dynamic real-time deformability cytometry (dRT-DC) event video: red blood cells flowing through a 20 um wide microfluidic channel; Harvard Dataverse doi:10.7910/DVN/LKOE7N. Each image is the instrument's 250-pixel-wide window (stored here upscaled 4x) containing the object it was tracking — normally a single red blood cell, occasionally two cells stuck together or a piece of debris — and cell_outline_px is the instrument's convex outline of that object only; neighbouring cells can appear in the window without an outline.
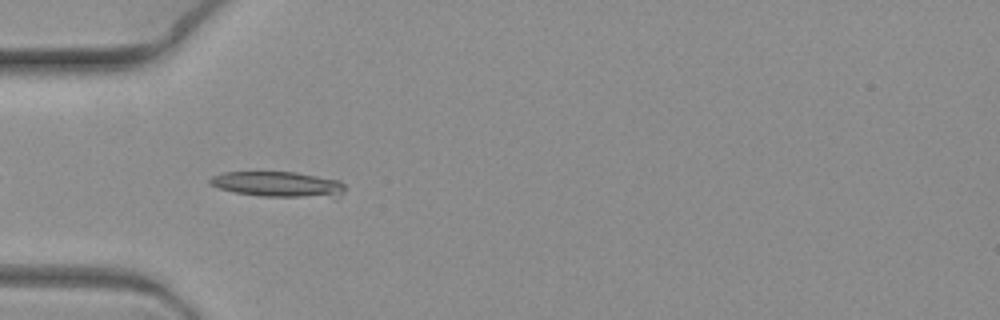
{"species": "common noctule bat (a hibernating species)", "species_latin": "Nyctalus noctula", "temperature_condition": "warm", "stored_images_in_passage": 9, "camera_frame_rate_fps": 3000, "um_per_image_px": 0.085, "animal": {"sex": "female", "body_mass_g": 19.3, "forearm_length_mm": 54.1}, "frame": {"image": 1, "passage_image": 6, "time_ms": 1.667, "image_size_px": [1000, 320], "cell_outline_px": [[344, 192], [336, 200], [260, 196], [236, 192], [220, 188], [208, 184], [208, 180], [212, 176], [224, 172], [296, 172], [340, 180], [344, 184]], "centroid_in_image_um": [23.77, 15.71], "position_along_channel_um": 61.2, "area_um2": 20.87}}